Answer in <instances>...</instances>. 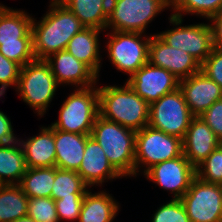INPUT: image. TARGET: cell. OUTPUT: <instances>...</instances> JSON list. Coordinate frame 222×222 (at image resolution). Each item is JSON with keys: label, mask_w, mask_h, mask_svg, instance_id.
Listing matches in <instances>:
<instances>
[{"label": "cell", "mask_w": 222, "mask_h": 222, "mask_svg": "<svg viewBox=\"0 0 222 222\" xmlns=\"http://www.w3.org/2000/svg\"><path fill=\"white\" fill-rule=\"evenodd\" d=\"M85 27L105 30L110 0H59Z\"/></svg>", "instance_id": "cell-24"}, {"label": "cell", "mask_w": 222, "mask_h": 222, "mask_svg": "<svg viewBox=\"0 0 222 222\" xmlns=\"http://www.w3.org/2000/svg\"><path fill=\"white\" fill-rule=\"evenodd\" d=\"M200 117L222 142V98L215 101Z\"/></svg>", "instance_id": "cell-36"}, {"label": "cell", "mask_w": 222, "mask_h": 222, "mask_svg": "<svg viewBox=\"0 0 222 222\" xmlns=\"http://www.w3.org/2000/svg\"><path fill=\"white\" fill-rule=\"evenodd\" d=\"M171 8L176 17L196 14L209 20L222 11V0H171Z\"/></svg>", "instance_id": "cell-29"}, {"label": "cell", "mask_w": 222, "mask_h": 222, "mask_svg": "<svg viewBox=\"0 0 222 222\" xmlns=\"http://www.w3.org/2000/svg\"><path fill=\"white\" fill-rule=\"evenodd\" d=\"M183 154V140L154 129L149 125L136 133L135 177L144 167V173L151 166L174 159ZM144 165V166H143ZM141 167V169H139Z\"/></svg>", "instance_id": "cell-8"}, {"label": "cell", "mask_w": 222, "mask_h": 222, "mask_svg": "<svg viewBox=\"0 0 222 222\" xmlns=\"http://www.w3.org/2000/svg\"><path fill=\"white\" fill-rule=\"evenodd\" d=\"M59 87L50 65L45 60H34L21 67L16 91L38 116L45 115Z\"/></svg>", "instance_id": "cell-6"}, {"label": "cell", "mask_w": 222, "mask_h": 222, "mask_svg": "<svg viewBox=\"0 0 222 222\" xmlns=\"http://www.w3.org/2000/svg\"><path fill=\"white\" fill-rule=\"evenodd\" d=\"M196 176L206 183L222 185V143L196 167Z\"/></svg>", "instance_id": "cell-30"}, {"label": "cell", "mask_w": 222, "mask_h": 222, "mask_svg": "<svg viewBox=\"0 0 222 222\" xmlns=\"http://www.w3.org/2000/svg\"><path fill=\"white\" fill-rule=\"evenodd\" d=\"M13 222H36V221L27 215V216L18 218L14 220Z\"/></svg>", "instance_id": "cell-39"}, {"label": "cell", "mask_w": 222, "mask_h": 222, "mask_svg": "<svg viewBox=\"0 0 222 222\" xmlns=\"http://www.w3.org/2000/svg\"><path fill=\"white\" fill-rule=\"evenodd\" d=\"M40 133L27 140H20L27 168H48L55 166V128L41 127Z\"/></svg>", "instance_id": "cell-20"}, {"label": "cell", "mask_w": 222, "mask_h": 222, "mask_svg": "<svg viewBox=\"0 0 222 222\" xmlns=\"http://www.w3.org/2000/svg\"><path fill=\"white\" fill-rule=\"evenodd\" d=\"M180 200L191 222H222V185L196 176Z\"/></svg>", "instance_id": "cell-12"}, {"label": "cell", "mask_w": 222, "mask_h": 222, "mask_svg": "<svg viewBox=\"0 0 222 222\" xmlns=\"http://www.w3.org/2000/svg\"><path fill=\"white\" fill-rule=\"evenodd\" d=\"M142 35L122 31L107 33L108 58L117 70L128 74L129 78L148 62V46L152 35Z\"/></svg>", "instance_id": "cell-9"}, {"label": "cell", "mask_w": 222, "mask_h": 222, "mask_svg": "<svg viewBox=\"0 0 222 222\" xmlns=\"http://www.w3.org/2000/svg\"><path fill=\"white\" fill-rule=\"evenodd\" d=\"M137 131L98 115L90 136L102 147L109 163L123 177H135Z\"/></svg>", "instance_id": "cell-3"}, {"label": "cell", "mask_w": 222, "mask_h": 222, "mask_svg": "<svg viewBox=\"0 0 222 222\" xmlns=\"http://www.w3.org/2000/svg\"><path fill=\"white\" fill-rule=\"evenodd\" d=\"M98 115V86L75 88L63 101L58 120L51 126L64 132L90 135Z\"/></svg>", "instance_id": "cell-5"}, {"label": "cell", "mask_w": 222, "mask_h": 222, "mask_svg": "<svg viewBox=\"0 0 222 222\" xmlns=\"http://www.w3.org/2000/svg\"><path fill=\"white\" fill-rule=\"evenodd\" d=\"M29 198L18 184L0 186V222H13L27 216Z\"/></svg>", "instance_id": "cell-26"}, {"label": "cell", "mask_w": 222, "mask_h": 222, "mask_svg": "<svg viewBox=\"0 0 222 222\" xmlns=\"http://www.w3.org/2000/svg\"><path fill=\"white\" fill-rule=\"evenodd\" d=\"M49 9L38 22L33 18V51L36 60L65 50L71 38L85 26L59 0H51Z\"/></svg>", "instance_id": "cell-1"}, {"label": "cell", "mask_w": 222, "mask_h": 222, "mask_svg": "<svg viewBox=\"0 0 222 222\" xmlns=\"http://www.w3.org/2000/svg\"><path fill=\"white\" fill-rule=\"evenodd\" d=\"M221 143L200 116L193 117L183 139V154L196 168Z\"/></svg>", "instance_id": "cell-19"}, {"label": "cell", "mask_w": 222, "mask_h": 222, "mask_svg": "<svg viewBox=\"0 0 222 222\" xmlns=\"http://www.w3.org/2000/svg\"><path fill=\"white\" fill-rule=\"evenodd\" d=\"M99 115L104 119L139 131L148 125L150 105L125 81L124 86L98 88Z\"/></svg>", "instance_id": "cell-2"}, {"label": "cell", "mask_w": 222, "mask_h": 222, "mask_svg": "<svg viewBox=\"0 0 222 222\" xmlns=\"http://www.w3.org/2000/svg\"><path fill=\"white\" fill-rule=\"evenodd\" d=\"M143 174L147 180L174 194L173 199H181L196 177V168L182 154L151 166Z\"/></svg>", "instance_id": "cell-13"}, {"label": "cell", "mask_w": 222, "mask_h": 222, "mask_svg": "<svg viewBox=\"0 0 222 222\" xmlns=\"http://www.w3.org/2000/svg\"><path fill=\"white\" fill-rule=\"evenodd\" d=\"M168 19L175 28L156 35L167 45L187 52L202 64L214 49L209 23L182 26L183 18L171 14Z\"/></svg>", "instance_id": "cell-10"}, {"label": "cell", "mask_w": 222, "mask_h": 222, "mask_svg": "<svg viewBox=\"0 0 222 222\" xmlns=\"http://www.w3.org/2000/svg\"><path fill=\"white\" fill-rule=\"evenodd\" d=\"M10 118L0 110V145L17 141Z\"/></svg>", "instance_id": "cell-37"}, {"label": "cell", "mask_w": 222, "mask_h": 222, "mask_svg": "<svg viewBox=\"0 0 222 222\" xmlns=\"http://www.w3.org/2000/svg\"><path fill=\"white\" fill-rule=\"evenodd\" d=\"M55 180V166L27 168L18 184L28 198L50 197Z\"/></svg>", "instance_id": "cell-27"}, {"label": "cell", "mask_w": 222, "mask_h": 222, "mask_svg": "<svg viewBox=\"0 0 222 222\" xmlns=\"http://www.w3.org/2000/svg\"><path fill=\"white\" fill-rule=\"evenodd\" d=\"M32 23V15L25 10L0 5V52L21 67L36 60Z\"/></svg>", "instance_id": "cell-4"}, {"label": "cell", "mask_w": 222, "mask_h": 222, "mask_svg": "<svg viewBox=\"0 0 222 222\" xmlns=\"http://www.w3.org/2000/svg\"><path fill=\"white\" fill-rule=\"evenodd\" d=\"M179 79L164 68L147 62L126 82L149 105L179 88Z\"/></svg>", "instance_id": "cell-14"}, {"label": "cell", "mask_w": 222, "mask_h": 222, "mask_svg": "<svg viewBox=\"0 0 222 222\" xmlns=\"http://www.w3.org/2000/svg\"><path fill=\"white\" fill-rule=\"evenodd\" d=\"M88 136L55 129V166L63 170L77 171L83 159Z\"/></svg>", "instance_id": "cell-22"}, {"label": "cell", "mask_w": 222, "mask_h": 222, "mask_svg": "<svg viewBox=\"0 0 222 222\" xmlns=\"http://www.w3.org/2000/svg\"><path fill=\"white\" fill-rule=\"evenodd\" d=\"M148 62L171 72L179 80L200 71L201 64L187 52L164 43L156 34L148 46Z\"/></svg>", "instance_id": "cell-15"}, {"label": "cell", "mask_w": 222, "mask_h": 222, "mask_svg": "<svg viewBox=\"0 0 222 222\" xmlns=\"http://www.w3.org/2000/svg\"><path fill=\"white\" fill-rule=\"evenodd\" d=\"M103 30L85 27L68 42L66 51L86 64L98 77L101 68L99 34Z\"/></svg>", "instance_id": "cell-21"}, {"label": "cell", "mask_w": 222, "mask_h": 222, "mask_svg": "<svg viewBox=\"0 0 222 222\" xmlns=\"http://www.w3.org/2000/svg\"><path fill=\"white\" fill-rule=\"evenodd\" d=\"M89 189L76 171L63 170L55 166V180L51 193L54 201L72 197V194H85Z\"/></svg>", "instance_id": "cell-28"}, {"label": "cell", "mask_w": 222, "mask_h": 222, "mask_svg": "<svg viewBox=\"0 0 222 222\" xmlns=\"http://www.w3.org/2000/svg\"><path fill=\"white\" fill-rule=\"evenodd\" d=\"M27 215L36 222H59L55 201L50 197L29 198Z\"/></svg>", "instance_id": "cell-31"}, {"label": "cell", "mask_w": 222, "mask_h": 222, "mask_svg": "<svg viewBox=\"0 0 222 222\" xmlns=\"http://www.w3.org/2000/svg\"><path fill=\"white\" fill-rule=\"evenodd\" d=\"M76 172L90 188L94 185L101 186L108 180L122 178L109 163L102 147L90 135L87 138L81 165Z\"/></svg>", "instance_id": "cell-18"}, {"label": "cell", "mask_w": 222, "mask_h": 222, "mask_svg": "<svg viewBox=\"0 0 222 222\" xmlns=\"http://www.w3.org/2000/svg\"><path fill=\"white\" fill-rule=\"evenodd\" d=\"M193 117L177 88L150 104L148 125L183 140Z\"/></svg>", "instance_id": "cell-11"}, {"label": "cell", "mask_w": 222, "mask_h": 222, "mask_svg": "<svg viewBox=\"0 0 222 222\" xmlns=\"http://www.w3.org/2000/svg\"><path fill=\"white\" fill-rule=\"evenodd\" d=\"M85 194H72V197L55 200V206L59 222L61 221H78L80 209Z\"/></svg>", "instance_id": "cell-33"}, {"label": "cell", "mask_w": 222, "mask_h": 222, "mask_svg": "<svg viewBox=\"0 0 222 222\" xmlns=\"http://www.w3.org/2000/svg\"><path fill=\"white\" fill-rule=\"evenodd\" d=\"M200 71L222 88V50L214 47L207 59L201 64Z\"/></svg>", "instance_id": "cell-35"}, {"label": "cell", "mask_w": 222, "mask_h": 222, "mask_svg": "<svg viewBox=\"0 0 222 222\" xmlns=\"http://www.w3.org/2000/svg\"><path fill=\"white\" fill-rule=\"evenodd\" d=\"M45 61L59 85L84 88L97 85L99 77L83 62L66 50L51 54Z\"/></svg>", "instance_id": "cell-16"}, {"label": "cell", "mask_w": 222, "mask_h": 222, "mask_svg": "<svg viewBox=\"0 0 222 222\" xmlns=\"http://www.w3.org/2000/svg\"><path fill=\"white\" fill-rule=\"evenodd\" d=\"M27 170L24 151L17 140L0 145V184H19Z\"/></svg>", "instance_id": "cell-25"}, {"label": "cell", "mask_w": 222, "mask_h": 222, "mask_svg": "<svg viewBox=\"0 0 222 222\" xmlns=\"http://www.w3.org/2000/svg\"><path fill=\"white\" fill-rule=\"evenodd\" d=\"M120 205L106 190H88L82 202L78 222H113Z\"/></svg>", "instance_id": "cell-23"}, {"label": "cell", "mask_w": 222, "mask_h": 222, "mask_svg": "<svg viewBox=\"0 0 222 222\" xmlns=\"http://www.w3.org/2000/svg\"><path fill=\"white\" fill-rule=\"evenodd\" d=\"M179 88L194 117L202 115L215 101L222 98V88L201 71L180 80Z\"/></svg>", "instance_id": "cell-17"}, {"label": "cell", "mask_w": 222, "mask_h": 222, "mask_svg": "<svg viewBox=\"0 0 222 222\" xmlns=\"http://www.w3.org/2000/svg\"><path fill=\"white\" fill-rule=\"evenodd\" d=\"M171 0H110L106 30L144 33Z\"/></svg>", "instance_id": "cell-7"}, {"label": "cell", "mask_w": 222, "mask_h": 222, "mask_svg": "<svg viewBox=\"0 0 222 222\" xmlns=\"http://www.w3.org/2000/svg\"><path fill=\"white\" fill-rule=\"evenodd\" d=\"M151 222H191L180 199H171L161 205L152 216Z\"/></svg>", "instance_id": "cell-32"}, {"label": "cell", "mask_w": 222, "mask_h": 222, "mask_svg": "<svg viewBox=\"0 0 222 222\" xmlns=\"http://www.w3.org/2000/svg\"><path fill=\"white\" fill-rule=\"evenodd\" d=\"M209 21L213 23L209 25L212 29L214 47L222 50V11L212 16Z\"/></svg>", "instance_id": "cell-38"}, {"label": "cell", "mask_w": 222, "mask_h": 222, "mask_svg": "<svg viewBox=\"0 0 222 222\" xmlns=\"http://www.w3.org/2000/svg\"><path fill=\"white\" fill-rule=\"evenodd\" d=\"M20 70L21 66L18 63L7 59L0 52V98L5 94L7 87L16 88Z\"/></svg>", "instance_id": "cell-34"}]
</instances>
